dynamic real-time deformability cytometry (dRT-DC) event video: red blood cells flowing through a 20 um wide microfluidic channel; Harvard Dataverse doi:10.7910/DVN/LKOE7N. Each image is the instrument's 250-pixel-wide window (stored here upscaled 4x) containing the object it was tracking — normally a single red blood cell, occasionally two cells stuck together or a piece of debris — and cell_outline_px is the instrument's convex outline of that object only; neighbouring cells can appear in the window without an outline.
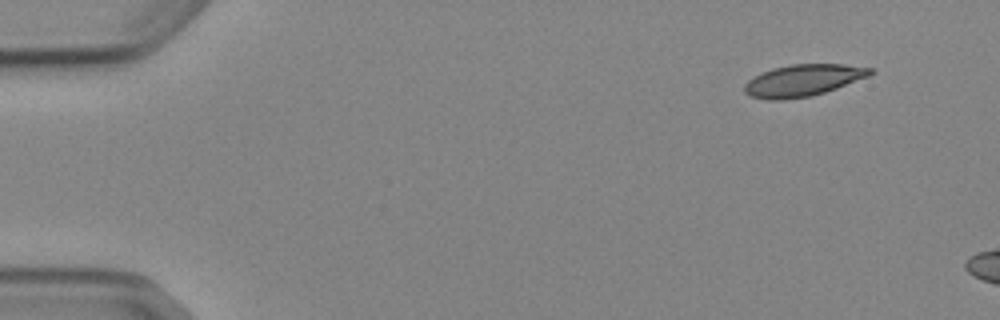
{"species": "Egyptian fruit bat (a non-hibernating species)", "species_latin": "Rousettus aegyptiacus", "temperature_condition": "cold", "stored_images_in_passage": 3, "camera_frame_rate_fps": 3000, "um_per_image_px": 0.085, "animal": {"sex": "female"}, "frame": {"image": 1, "passage_image": 1, "time_ms": 0.0, "image_size_px": [1000, 320], "cell_outline_px": [[876, 72], [868, 76], [836, 88], [812, 96], [780, 100], [768, 100], [752, 96], [744, 92], [744, 84], [748, 80], [772, 68], [792, 64], [844, 64], [872, 68]], "centroid_in_image_um": [68.27, 6.83], "position_along_channel_um": 16.7, "area_um2": 23.12}}